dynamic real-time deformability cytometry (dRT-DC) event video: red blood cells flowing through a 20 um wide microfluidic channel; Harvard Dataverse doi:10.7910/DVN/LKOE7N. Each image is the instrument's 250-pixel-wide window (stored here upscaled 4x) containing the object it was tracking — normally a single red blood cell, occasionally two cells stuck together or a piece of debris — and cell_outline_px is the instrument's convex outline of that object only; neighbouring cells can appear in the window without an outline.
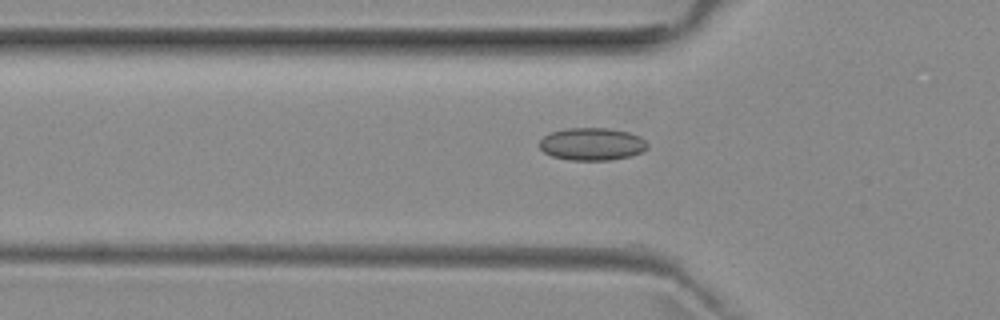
{"species": "common noctule bat (a hibernating species)", "species_latin": "Nyctalus noctula", "temperature_condition": "room temperature", "stored_images_in_passage": 38, "camera_frame_rate_fps": 3000, "um_per_image_px": 0.085, "animal": {"sex": "female", "body_mass_g": 29.2, "forearm_length_mm": 56.3}, "frame": {"image": 1, "passage_image": 4, "time_ms": 1.0, "image_size_px": [1000, 320], "cell_outline_px": [[648, 148], [640, 152], [628, 156], [612, 160], [568, 160], [552, 156], [544, 152], [540, 148], [540, 140], [544, 136], [552, 132], [564, 128], [608, 128], [628, 132], [640, 136], [648, 144]], "centroid_in_image_um": [50.31, 12.24], "position_along_channel_um": 75.5, "area_um2": 20.46}}
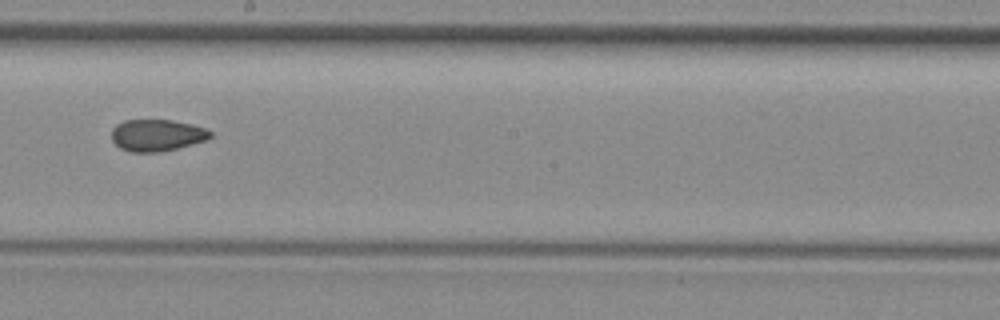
{"frame": {"image": 2, "passage_image": 16, "time_ms": 5.0, "image_size_px": [1000, 320], "cell_outline_px": [[212, 136], [208, 140], [176, 148], [156, 152], [132, 152], [120, 148], [112, 140], [112, 128], [116, 124], [124, 120], [172, 120], [192, 124], [204, 128], [212, 132]], "centroid_in_image_um": [13.34, 11.48], "position_along_channel_um": 234.9, "area_um2": 18.26}}
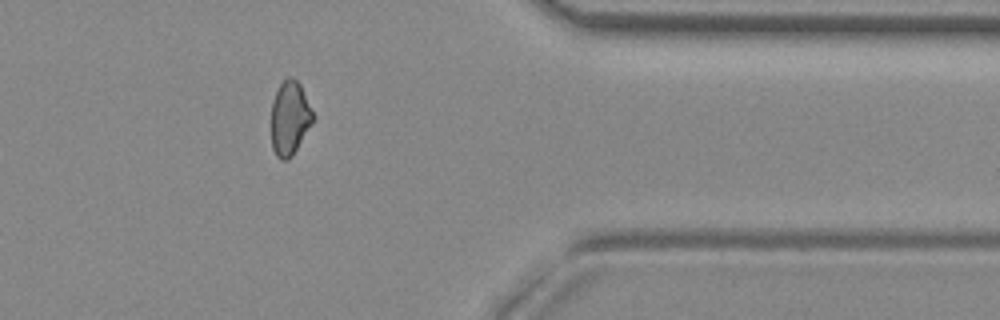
{"frame": {"image": 3, "passage_image": 29, "time_ms": 9.333, "image_size_px": [1000, 320], "cell_outline_px": [[316, 116], [312, 124], [292, 156], [288, 160], [280, 160], [276, 156], [272, 148], [272, 100], [280, 84], [288, 76], [292, 76], [300, 84]], "centroid_in_image_um": [24.65, 10.04], "position_along_channel_um": 386.8, "area_um2": 18.15}, "authors_computed_cell_mechanics": {"area_um2": 18.5249, "velocity_mm_per_s": 3.9703, "shape_relaxation_time_tau1_ms": null, "shape_relaxation_time_tau2_ms": 3.4164, "deformation_change_tau1": null, "deformation_change_tau2": 0.0854}}